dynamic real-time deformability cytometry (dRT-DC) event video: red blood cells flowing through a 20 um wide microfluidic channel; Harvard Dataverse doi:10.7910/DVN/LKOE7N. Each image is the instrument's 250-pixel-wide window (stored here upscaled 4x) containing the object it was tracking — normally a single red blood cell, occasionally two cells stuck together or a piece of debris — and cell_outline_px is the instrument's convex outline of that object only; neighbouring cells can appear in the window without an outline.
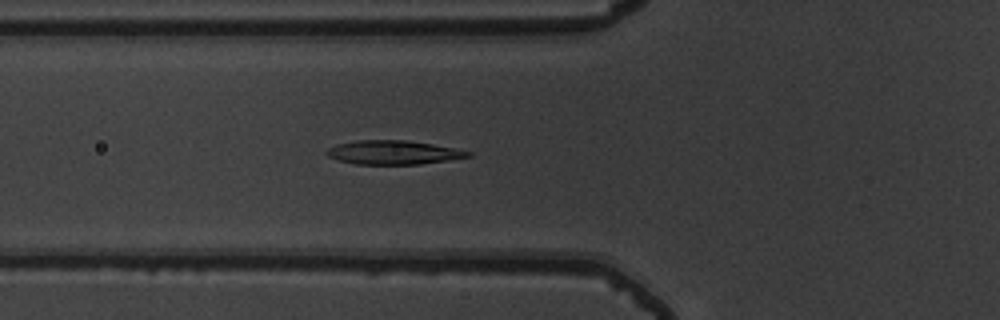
{"species": "common noctule bat (a hibernating species)", "species_latin": "Nyctalus noctula", "temperature_condition": "warm", "stored_images_in_passage": 54, "camera_frame_rate_fps": 3000, "um_per_image_px": 0.085, "animal": {"sex": "male", "body_mass_g": 19.5, "forearm_length_mm": 54.6}, "frame": {"image": 1, "passage_image": 20, "time_ms": 6.333, "image_size_px": [1000, 320], "cell_outline_px": [[472, 156], [448, 160], [420, 164], [356, 164], [340, 160], [328, 156], [324, 152], [328, 148], [336, 144], [356, 140], [404, 140], [432, 144], [456, 148], [472, 152]], "centroid_in_image_um": [33.43, 12.95], "position_along_channel_um": 92.4, "area_um2": 19.65}}
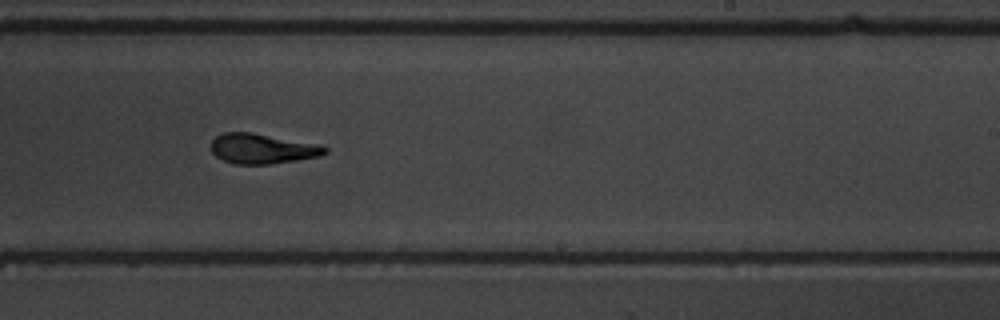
{"frame": {"image": 2, "passage_image": 34, "time_ms": 11.0, "image_size_px": [1000, 320], "cell_outline_px": [[328, 152], [320, 156], [296, 160], [268, 164], [236, 164], [224, 160], [216, 156], [212, 152], [212, 140], [216, 136], [224, 132], [248, 132], [320, 144], [328, 148]], "centroid_in_image_um": [22.32, 12.64], "position_along_channel_um": 266.7, "area_um2": 19.77}}
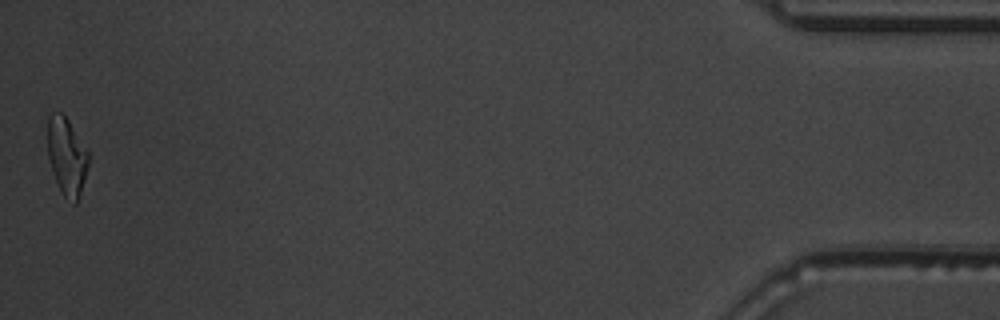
{"frame": {"image": 3, "passage_image": 54, "time_ms": 17.667, "image_size_px": [1000, 320], "cell_outline_px": [[88, 164], [84, 180], [76, 204], [72, 204], [64, 196], [56, 180], [48, 156], [48, 116], [52, 112], [60, 112], [68, 120], [88, 152]], "centroid_in_image_um": [5.67, 13.28], "position_along_channel_um": 429.5, "area_um2": 17.98}, "authors_computed_cell_mechanics": {"area_um2": 19.8254, "velocity_mm_per_s": 3.7393, "shape_relaxation_time_tau1_ms": 5.4516, "shape_relaxation_time_tau2_ms": 1.2515, "deformation_change_tau1": 0.2059, "deformation_change_tau2": 0.0854}}